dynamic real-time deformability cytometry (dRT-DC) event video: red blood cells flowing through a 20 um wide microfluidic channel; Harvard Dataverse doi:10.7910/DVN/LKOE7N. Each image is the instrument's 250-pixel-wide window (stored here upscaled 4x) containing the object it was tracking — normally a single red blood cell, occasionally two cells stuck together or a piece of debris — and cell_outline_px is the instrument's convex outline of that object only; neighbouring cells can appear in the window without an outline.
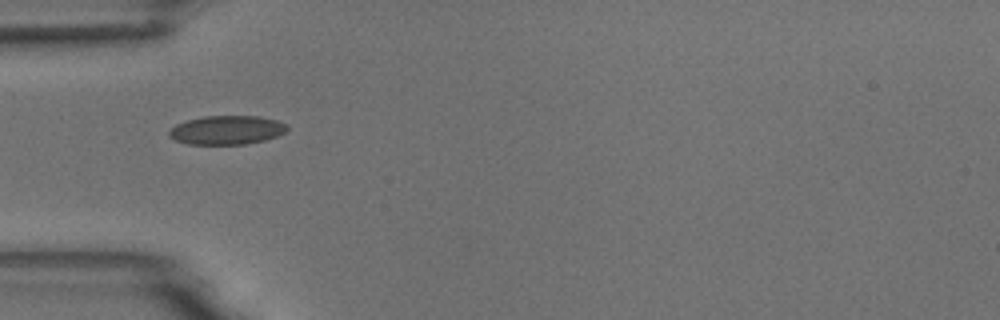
{"species": "common noctule bat (a hibernating species)", "species_latin": "Nyctalus noctula", "temperature_condition": "room temperature", "stored_images_in_passage": 3, "camera_frame_rate_fps": 3000, "um_per_image_px": 0.085, "animal": {"sex": "male", "body_mass_g": 18.8}, "frame": {"image": 1, "passage_image": 1, "time_ms": 0.0, "image_size_px": [1000, 320], "cell_outline_px": [[288, 128], [284, 132], [276, 136], [264, 140], [244, 144], [188, 144], [176, 140], [168, 136], [168, 132], [176, 124], [188, 120], [204, 116], [256, 116], [276, 120], [288, 124]], "centroid_in_image_um": [19.27, 11.05], "position_along_channel_um": 65.7, "area_um2": 19.71}}